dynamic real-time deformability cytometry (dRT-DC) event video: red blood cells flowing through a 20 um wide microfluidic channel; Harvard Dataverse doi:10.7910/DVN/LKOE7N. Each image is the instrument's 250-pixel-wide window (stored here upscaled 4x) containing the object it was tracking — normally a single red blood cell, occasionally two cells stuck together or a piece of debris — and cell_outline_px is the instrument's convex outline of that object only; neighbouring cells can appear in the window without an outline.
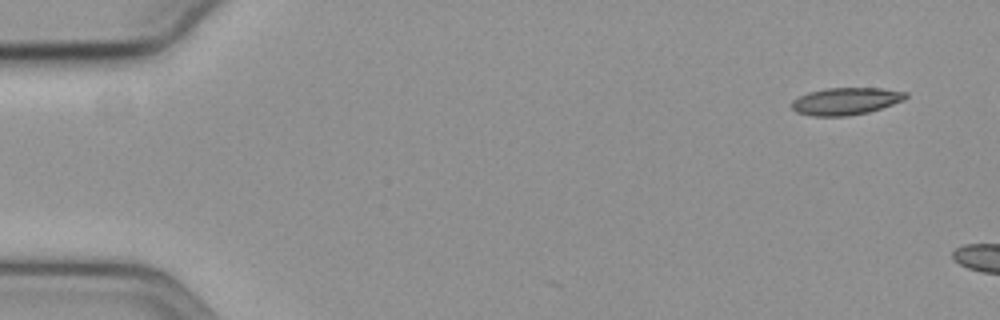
{"species": "common noctule bat (a hibernating species)", "species_latin": "Nyctalus noctula", "temperature_condition": "cold", "stored_images_in_passage": 2, "camera_frame_rate_fps": 3000, "um_per_image_px": 0.085, "animal": {"sex": "female", "body_mass_g": 19.3, "forearm_length_mm": 54.1}, "frame": {"image": 1, "passage_image": 2, "time_ms": 0.333, "image_size_px": [1000, 320], "cell_outline_px": [[908, 96], [904, 100], [868, 112], [848, 116], [812, 116], [796, 112], [792, 108], [792, 100], [808, 92], [824, 88], [880, 88], [908, 92]], "centroid_in_image_um": [71.88, 8.6], "position_along_channel_um": 13.1, "area_um2": 18.09}}